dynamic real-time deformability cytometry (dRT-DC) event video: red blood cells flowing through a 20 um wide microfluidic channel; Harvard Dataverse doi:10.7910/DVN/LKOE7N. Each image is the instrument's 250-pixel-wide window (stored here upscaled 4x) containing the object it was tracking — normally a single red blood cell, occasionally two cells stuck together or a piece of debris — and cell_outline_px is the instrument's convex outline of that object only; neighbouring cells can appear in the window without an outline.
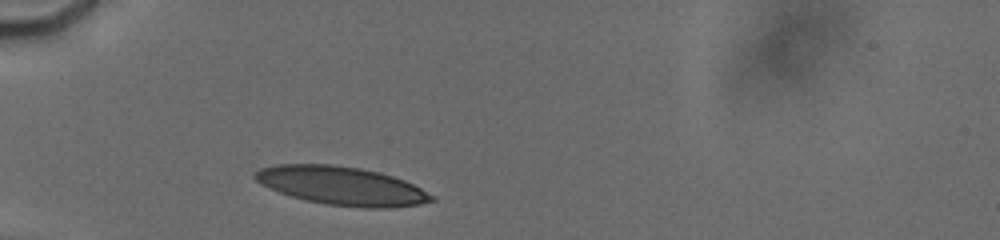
{"species": "human", "species_latin": "Homo sapiens", "temperature_condition": "cold", "stored_images_in_passage": 32, "camera_frame_rate_fps": 3000, "um_per_image_px": 0.085, "donor": {"sex": "male"}, "frame": {"image": 1, "passage_image": 4, "time_ms": 1.0, "image_size_px": [1000, 240], "cell_outline_px": [[436, 200], [420, 204], [388, 208], [364, 208], [328, 204], [304, 200], [268, 188], [260, 184], [252, 176], [260, 168], [276, 164], [332, 164], [360, 168], [380, 172], [404, 180], [436, 196]], "centroid_in_image_um": [29.04, 15.79], "position_along_channel_um": 56.0, "area_um2": 39.65}}
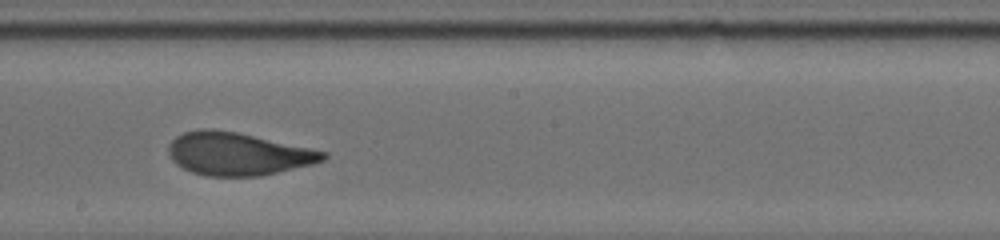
{"frame": {"image": 2, "passage_image": 19, "time_ms": 6.0, "image_size_px": [1000, 240], "cell_outline_px": [[328, 156], [324, 160], [312, 164], [260, 176], [204, 176], [192, 172], [176, 164], [172, 160], [168, 152], [168, 144], [176, 136], [184, 132], [200, 128], [204, 128], [236, 132], [312, 148], [328, 152]], "centroid_in_image_um": [20.21, 13.08], "position_along_channel_um": 228.0, "area_um2": 38.55}}
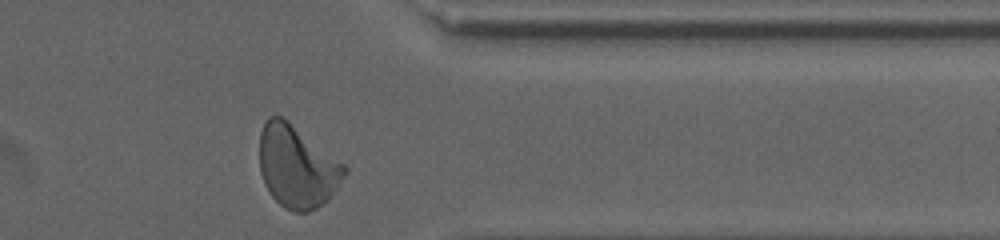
{"frame": {"image": 3, "passage_image": 31, "time_ms": 10.333, "image_size_px": [1000, 240], "cell_outline_px": [[348, 172], [328, 200], [316, 208], [308, 212], [292, 212], [284, 208], [272, 196], [264, 184], [260, 172], [260, 132], [268, 116], [284, 116], [344, 164], [348, 168]], "centroid_in_image_um": [25.25, 14.16], "position_along_channel_um": 386.2, "area_um2": 40.92}, "authors_computed_cell_mechanics": {"area_um2": 38.5237, "velocity_mm_per_s": 3.7836, "shape_relaxation_time_tau1_ms": 4.4778, "shape_relaxation_time_tau2_ms": 0.9013, "deformation_change_tau1": 0.1828, "deformation_change_tau2": 0.0622}}